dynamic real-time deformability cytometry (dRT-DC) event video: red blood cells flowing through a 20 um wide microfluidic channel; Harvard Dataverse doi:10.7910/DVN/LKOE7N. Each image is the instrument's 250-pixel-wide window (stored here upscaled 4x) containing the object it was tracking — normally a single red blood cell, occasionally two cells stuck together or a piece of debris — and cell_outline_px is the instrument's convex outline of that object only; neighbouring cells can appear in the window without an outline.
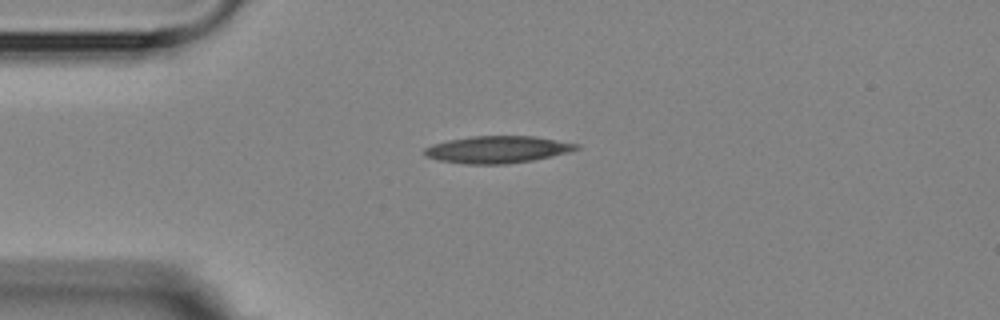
{"species": "Egyptian fruit bat (a non-hibernating species)", "species_latin": "Rousettus aegyptiacus", "temperature_condition": "room temperature", "stored_images_in_passage": 1, "camera_frame_rate_fps": 3000, "um_per_image_px": 0.085, "animal": {"sex": "female"}, "frame": {"image": 1, "passage_image": 1, "time_ms": 0.0, "image_size_px": [1000, 320], "cell_outline_px": [[580, 148], [568, 152], [532, 160], [504, 164], [464, 164], [440, 160], [424, 156], [424, 148], [432, 144], [448, 140], [472, 136], [536, 136], [580, 144]], "centroid_in_image_um": [42.27, 12.7], "position_along_channel_um": 42.7, "area_um2": 23.93}}